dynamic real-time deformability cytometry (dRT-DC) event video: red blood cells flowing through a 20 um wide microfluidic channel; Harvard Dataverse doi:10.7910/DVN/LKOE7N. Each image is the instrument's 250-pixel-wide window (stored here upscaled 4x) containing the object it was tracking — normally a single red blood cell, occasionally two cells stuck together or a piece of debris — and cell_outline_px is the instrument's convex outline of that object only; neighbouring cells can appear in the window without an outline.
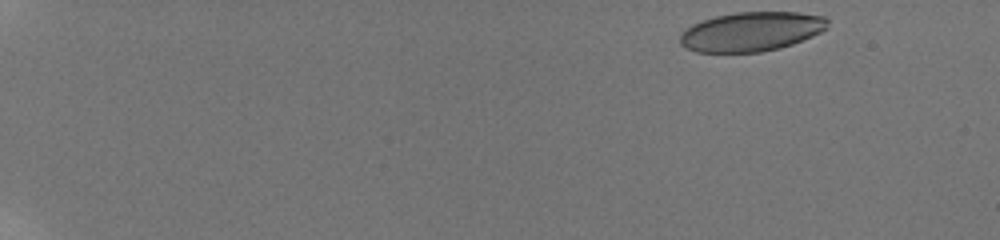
{"species": "human", "species_latin": "Homo sapiens", "temperature_condition": "room temperature", "stored_images_in_passage": 52, "camera_frame_rate_fps": 3000, "um_per_image_px": 0.085, "donor": {"sex": "male"}, "frame": {"image": 1, "passage_image": 1, "time_ms": 0.0, "image_size_px": [1000, 240], "cell_outline_px": [[828, 28], [812, 36], [792, 44], [780, 48], [760, 52], [696, 52], [680, 44], [680, 36], [692, 24], [716, 16], [736, 12], [800, 12], [824, 16], [828, 20]], "centroid_in_image_um": [63.9, 2.68], "position_along_channel_um": 21.1, "area_um2": 33.7}}
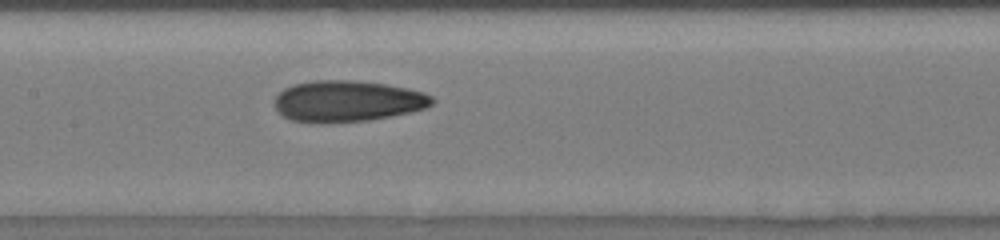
{"frame": {"image": 2, "passage_image": 27, "time_ms": 8.667, "image_size_px": [1000, 240], "cell_outline_px": [[436, 100], [432, 104], [424, 108], [412, 112], [368, 120], [328, 124], [308, 124], [292, 120], [284, 116], [276, 108], [272, 100], [284, 88], [296, 84], [316, 80], [356, 80], [384, 84], [408, 88], [424, 92], [432, 96]], "centroid_in_image_um": [29.52, 8.62], "position_along_channel_um": 177.9, "area_um2": 38.32}}
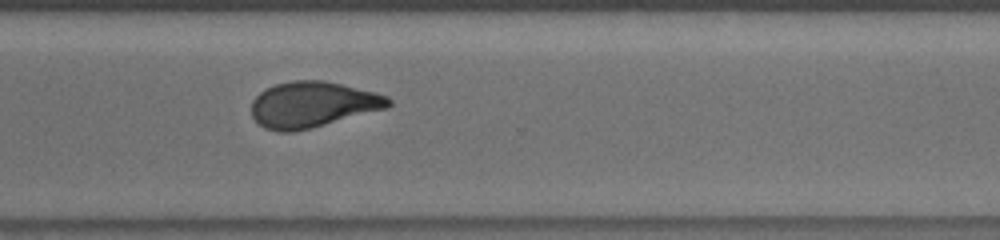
{"frame": {"image": 3, "passage_image": 40, "time_ms": 13.0, "image_size_px": [1000, 240], "cell_outline_px": [[392, 104], [388, 108], [312, 128], [292, 132], [280, 132], [264, 128], [252, 116], [252, 100], [260, 92], [276, 84], [292, 80], [324, 80], [376, 92], [388, 96], [392, 100]], "centroid_in_image_um": [26.6, 8.89], "position_along_channel_um": 344.0, "area_um2": 36.7}, "authors_computed_cell_mechanics": {"area_um2": 36.414, "velocity_mm_per_s": 3.847, "shape_relaxation_time_tau1_ms": 8.2408, "shape_relaxation_time_tau2_ms": 2.0259, "deformation_change_tau1": 0.2163, "deformation_change_tau2": 0.0845}}